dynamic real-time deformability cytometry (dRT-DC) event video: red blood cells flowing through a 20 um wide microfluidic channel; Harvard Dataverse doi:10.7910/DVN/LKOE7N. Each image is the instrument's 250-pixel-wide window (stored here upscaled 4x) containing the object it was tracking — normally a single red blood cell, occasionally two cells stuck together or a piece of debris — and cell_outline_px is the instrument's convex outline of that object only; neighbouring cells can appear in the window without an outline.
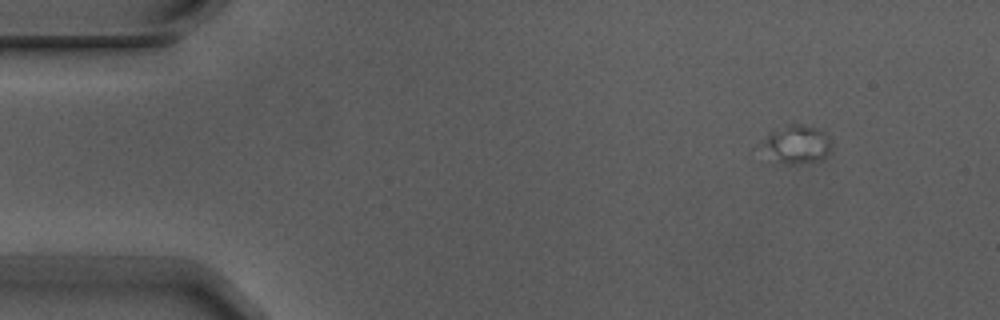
{"species": "Egyptian fruit bat (a non-hibernating species)", "species_latin": "Rousettus aegyptiacus", "temperature_condition": "warm", "stored_images_in_passage": 2, "camera_frame_rate_fps": 3000, "um_per_image_px": 0.085, "animal": {"sex": "male"}, "frame": {"image": 1, "passage_image": 1, "time_ms": 0.0, "image_size_px": [1000, 320], "cell_outline_px": [[828, 152], [820, 160], [796, 164], [784, 164], [760, 144], [772, 132], [788, 124], [800, 124], [820, 128], [824, 132], [828, 140]], "centroid_in_image_um": [67.76, 12.24], "position_along_channel_um": 17.2, "area_um2": 14.62}}